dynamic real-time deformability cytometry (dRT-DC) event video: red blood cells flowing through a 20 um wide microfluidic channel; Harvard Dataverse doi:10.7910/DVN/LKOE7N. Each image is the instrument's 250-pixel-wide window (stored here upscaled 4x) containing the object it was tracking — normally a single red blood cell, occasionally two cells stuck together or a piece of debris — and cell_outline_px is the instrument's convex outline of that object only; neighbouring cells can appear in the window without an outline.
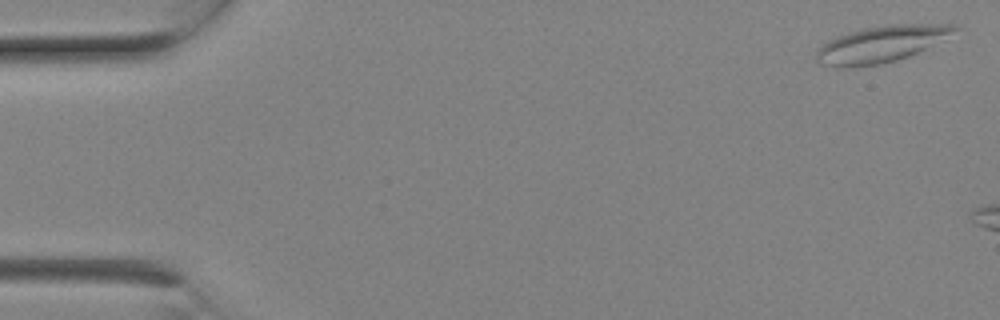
{"species": "Egyptian fruit bat (a non-hibernating species)", "species_latin": "Rousettus aegyptiacus", "temperature_condition": "room temperature", "stored_images_in_passage": 4, "camera_frame_rate_fps": 3000, "um_per_image_px": 0.085, "animal": {"sex": "female"}, "frame": {"image": 1, "passage_image": 1, "time_ms": 0.0, "image_size_px": [1000, 320], "cell_outline_px": [[960, 28], [924, 48], [908, 56], [896, 60], [880, 64], [848, 68], [836, 68], [816, 64], [816, 48], [828, 40], [864, 28], [892, 24], [956, 24]], "centroid_in_image_um": [74.78, 3.77], "position_along_channel_um": 10.2, "area_um2": 29.02}}